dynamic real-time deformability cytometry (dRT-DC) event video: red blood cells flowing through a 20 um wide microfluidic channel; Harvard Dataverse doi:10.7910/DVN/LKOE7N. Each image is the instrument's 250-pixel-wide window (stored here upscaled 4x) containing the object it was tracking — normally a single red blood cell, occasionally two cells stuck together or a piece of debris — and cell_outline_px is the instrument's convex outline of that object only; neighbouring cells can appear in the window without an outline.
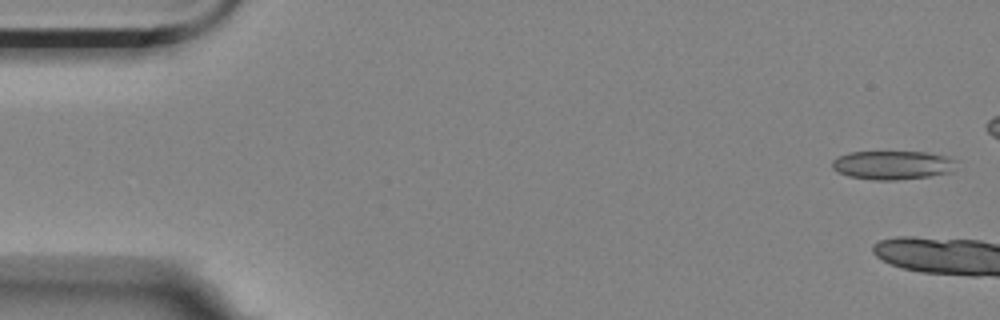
{"species": "Egyptian fruit bat (a non-hibernating species)", "species_latin": "Rousettus aegyptiacus", "temperature_condition": "room temperature", "stored_images_in_passage": 9, "camera_frame_rate_fps": 3000, "um_per_image_px": 0.085, "animal": {"sex": "female"}, "frame": {"image": 1, "passage_image": 1, "time_ms": 0.0, "image_size_px": [1000, 320], "cell_outline_px": [[956, 160], [952, 172], [932, 176], [896, 180], [872, 180], [848, 176], [836, 172], [832, 168], [832, 160], [836, 156], [848, 152], [928, 152], [944, 156]], "centroid_in_image_um": [75.82, 14.03], "position_along_channel_um": 9.2, "area_um2": 21.04}}
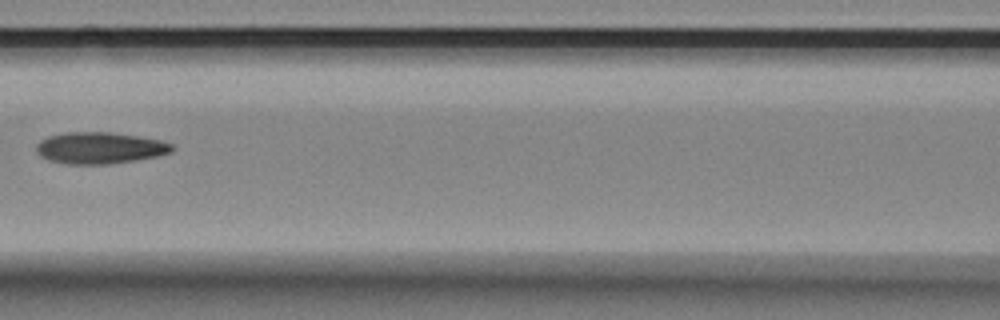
{"frame": {"image": 2, "passage_image": 9, "time_ms": 2.667, "image_size_px": [1000, 320], "cell_outline_px": [[176, 148], [172, 152], [156, 156], [108, 164], [68, 164], [48, 160], [40, 156], [36, 152], [36, 144], [40, 140], [48, 136], [64, 132], [112, 132], [140, 136], [160, 140], [172, 144]], "centroid_in_image_um": [8.46, 12.56], "position_along_channel_um": 158.1, "area_um2": 25.09}}